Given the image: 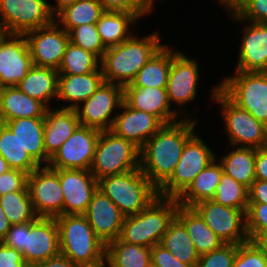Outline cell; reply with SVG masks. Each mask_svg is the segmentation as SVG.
I'll return each mask as SVG.
<instances>
[{"instance_id":"6da1fadb","label":"cell","mask_w":267,"mask_h":267,"mask_svg":"<svg viewBox=\"0 0 267 267\" xmlns=\"http://www.w3.org/2000/svg\"><path fill=\"white\" fill-rule=\"evenodd\" d=\"M199 121L190 118L164 124L140 149V169L159 189L172 175L186 142Z\"/></svg>"},{"instance_id":"7a4b0ae2","label":"cell","mask_w":267,"mask_h":267,"mask_svg":"<svg viewBox=\"0 0 267 267\" xmlns=\"http://www.w3.org/2000/svg\"><path fill=\"white\" fill-rule=\"evenodd\" d=\"M160 31L143 37L133 33L117 46L107 48L100 60L104 82L126 86L164 45Z\"/></svg>"},{"instance_id":"3957f363","label":"cell","mask_w":267,"mask_h":267,"mask_svg":"<svg viewBox=\"0 0 267 267\" xmlns=\"http://www.w3.org/2000/svg\"><path fill=\"white\" fill-rule=\"evenodd\" d=\"M178 205L177 198L158 196L144 210L124 218L119 239L149 248L159 244Z\"/></svg>"},{"instance_id":"277c9868","label":"cell","mask_w":267,"mask_h":267,"mask_svg":"<svg viewBox=\"0 0 267 267\" xmlns=\"http://www.w3.org/2000/svg\"><path fill=\"white\" fill-rule=\"evenodd\" d=\"M55 219L61 254L77 266L106 261V245L94 233L84 215H60Z\"/></svg>"},{"instance_id":"5b68a950","label":"cell","mask_w":267,"mask_h":267,"mask_svg":"<svg viewBox=\"0 0 267 267\" xmlns=\"http://www.w3.org/2000/svg\"><path fill=\"white\" fill-rule=\"evenodd\" d=\"M98 189L108 196L126 217L144 210L155 198L158 189L140 168L98 180Z\"/></svg>"},{"instance_id":"8992f818","label":"cell","mask_w":267,"mask_h":267,"mask_svg":"<svg viewBox=\"0 0 267 267\" xmlns=\"http://www.w3.org/2000/svg\"><path fill=\"white\" fill-rule=\"evenodd\" d=\"M210 102L220 105L222 127L229 146L258 149L267 146V126L255 119L247 110L232 102L220 89L219 84L210 90Z\"/></svg>"},{"instance_id":"52a82bcc","label":"cell","mask_w":267,"mask_h":267,"mask_svg":"<svg viewBox=\"0 0 267 267\" xmlns=\"http://www.w3.org/2000/svg\"><path fill=\"white\" fill-rule=\"evenodd\" d=\"M140 168V149L132 142L101 131L98 137L90 172L97 180Z\"/></svg>"},{"instance_id":"ba28073f","label":"cell","mask_w":267,"mask_h":267,"mask_svg":"<svg viewBox=\"0 0 267 267\" xmlns=\"http://www.w3.org/2000/svg\"><path fill=\"white\" fill-rule=\"evenodd\" d=\"M233 73L221 78L219 89L232 102L267 126V72Z\"/></svg>"},{"instance_id":"9c48e42d","label":"cell","mask_w":267,"mask_h":267,"mask_svg":"<svg viewBox=\"0 0 267 267\" xmlns=\"http://www.w3.org/2000/svg\"><path fill=\"white\" fill-rule=\"evenodd\" d=\"M217 154L196 132L184 145L171 177L158 189V196L178 198Z\"/></svg>"},{"instance_id":"30bf717a","label":"cell","mask_w":267,"mask_h":267,"mask_svg":"<svg viewBox=\"0 0 267 267\" xmlns=\"http://www.w3.org/2000/svg\"><path fill=\"white\" fill-rule=\"evenodd\" d=\"M198 66V60L191 58L172 45V64L166 88L167 97L171 107L175 104L179 107H176V112L184 119L198 120V116L194 113L192 115L186 114L189 110L185 109L186 104H192L198 95L197 89L199 88V81H201V72Z\"/></svg>"},{"instance_id":"8fae6325","label":"cell","mask_w":267,"mask_h":267,"mask_svg":"<svg viewBox=\"0 0 267 267\" xmlns=\"http://www.w3.org/2000/svg\"><path fill=\"white\" fill-rule=\"evenodd\" d=\"M122 102L123 86L103 82L86 101L75 108L80 125L100 131L111 130Z\"/></svg>"},{"instance_id":"7c38bea8","label":"cell","mask_w":267,"mask_h":267,"mask_svg":"<svg viewBox=\"0 0 267 267\" xmlns=\"http://www.w3.org/2000/svg\"><path fill=\"white\" fill-rule=\"evenodd\" d=\"M0 20L8 34L25 35L54 21L47 0H0Z\"/></svg>"},{"instance_id":"4fadbf2b","label":"cell","mask_w":267,"mask_h":267,"mask_svg":"<svg viewBox=\"0 0 267 267\" xmlns=\"http://www.w3.org/2000/svg\"><path fill=\"white\" fill-rule=\"evenodd\" d=\"M220 6L233 21L246 24L242 29L234 71L267 72V23L243 21L225 3Z\"/></svg>"},{"instance_id":"5bb4252c","label":"cell","mask_w":267,"mask_h":267,"mask_svg":"<svg viewBox=\"0 0 267 267\" xmlns=\"http://www.w3.org/2000/svg\"><path fill=\"white\" fill-rule=\"evenodd\" d=\"M193 208L224 243L238 245L249 241L244 211L226 207L212 199L201 201Z\"/></svg>"},{"instance_id":"9a60e30c","label":"cell","mask_w":267,"mask_h":267,"mask_svg":"<svg viewBox=\"0 0 267 267\" xmlns=\"http://www.w3.org/2000/svg\"><path fill=\"white\" fill-rule=\"evenodd\" d=\"M27 187L38 217L56 218L63 215V192L59 169L39 166L27 177Z\"/></svg>"},{"instance_id":"2e32d148","label":"cell","mask_w":267,"mask_h":267,"mask_svg":"<svg viewBox=\"0 0 267 267\" xmlns=\"http://www.w3.org/2000/svg\"><path fill=\"white\" fill-rule=\"evenodd\" d=\"M100 130L79 125L50 159L52 169L90 170Z\"/></svg>"},{"instance_id":"e0dca14e","label":"cell","mask_w":267,"mask_h":267,"mask_svg":"<svg viewBox=\"0 0 267 267\" xmlns=\"http://www.w3.org/2000/svg\"><path fill=\"white\" fill-rule=\"evenodd\" d=\"M33 65L58 70L69 41V34L54 20L47 26L27 32Z\"/></svg>"},{"instance_id":"ac0fdd59","label":"cell","mask_w":267,"mask_h":267,"mask_svg":"<svg viewBox=\"0 0 267 267\" xmlns=\"http://www.w3.org/2000/svg\"><path fill=\"white\" fill-rule=\"evenodd\" d=\"M59 253V230L55 218L38 217L25 222V250L22 255L30 267Z\"/></svg>"},{"instance_id":"d6986e66","label":"cell","mask_w":267,"mask_h":267,"mask_svg":"<svg viewBox=\"0 0 267 267\" xmlns=\"http://www.w3.org/2000/svg\"><path fill=\"white\" fill-rule=\"evenodd\" d=\"M32 66L25 35L7 34L0 42V89L17 86Z\"/></svg>"},{"instance_id":"ffe728a7","label":"cell","mask_w":267,"mask_h":267,"mask_svg":"<svg viewBox=\"0 0 267 267\" xmlns=\"http://www.w3.org/2000/svg\"><path fill=\"white\" fill-rule=\"evenodd\" d=\"M59 181L63 192V215H84L98 180L90 170L59 169Z\"/></svg>"},{"instance_id":"44dd1931","label":"cell","mask_w":267,"mask_h":267,"mask_svg":"<svg viewBox=\"0 0 267 267\" xmlns=\"http://www.w3.org/2000/svg\"><path fill=\"white\" fill-rule=\"evenodd\" d=\"M163 125L157 116L131 108L123 101L110 131L141 149Z\"/></svg>"},{"instance_id":"7402d4cb","label":"cell","mask_w":267,"mask_h":267,"mask_svg":"<svg viewBox=\"0 0 267 267\" xmlns=\"http://www.w3.org/2000/svg\"><path fill=\"white\" fill-rule=\"evenodd\" d=\"M84 216L106 246L119 238L125 216L100 189L93 194Z\"/></svg>"},{"instance_id":"603a6c76","label":"cell","mask_w":267,"mask_h":267,"mask_svg":"<svg viewBox=\"0 0 267 267\" xmlns=\"http://www.w3.org/2000/svg\"><path fill=\"white\" fill-rule=\"evenodd\" d=\"M123 101L131 108L157 116L164 124L182 119L170 106L166 88L123 87Z\"/></svg>"},{"instance_id":"cb8c5ba5","label":"cell","mask_w":267,"mask_h":267,"mask_svg":"<svg viewBox=\"0 0 267 267\" xmlns=\"http://www.w3.org/2000/svg\"><path fill=\"white\" fill-rule=\"evenodd\" d=\"M104 82L101 68L81 75L59 74L56 101L62 104L58 108L75 109L86 101Z\"/></svg>"},{"instance_id":"d4e9b609","label":"cell","mask_w":267,"mask_h":267,"mask_svg":"<svg viewBox=\"0 0 267 267\" xmlns=\"http://www.w3.org/2000/svg\"><path fill=\"white\" fill-rule=\"evenodd\" d=\"M44 123V148L51 159L80 125L75 109L48 108Z\"/></svg>"},{"instance_id":"484cf974","label":"cell","mask_w":267,"mask_h":267,"mask_svg":"<svg viewBox=\"0 0 267 267\" xmlns=\"http://www.w3.org/2000/svg\"><path fill=\"white\" fill-rule=\"evenodd\" d=\"M47 107L17 86L0 89V123L18 118H44Z\"/></svg>"},{"instance_id":"4316f807","label":"cell","mask_w":267,"mask_h":267,"mask_svg":"<svg viewBox=\"0 0 267 267\" xmlns=\"http://www.w3.org/2000/svg\"><path fill=\"white\" fill-rule=\"evenodd\" d=\"M45 118H18L5 121V124L19 140L22 148L40 165L48 166L50 158L46 155L43 136Z\"/></svg>"},{"instance_id":"83f0119b","label":"cell","mask_w":267,"mask_h":267,"mask_svg":"<svg viewBox=\"0 0 267 267\" xmlns=\"http://www.w3.org/2000/svg\"><path fill=\"white\" fill-rule=\"evenodd\" d=\"M58 76L56 69L33 65L17 87L33 99L42 102L47 108H53L51 103L56 101L58 94Z\"/></svg>"},{"instance_id":"f1b7e54d","label":"cell","mask_w":267,"mask_h":267,"mask_svg":"<svg viewBox=\"0 0 267 267\" xmlns=\"http://www.w3.org/2000/svg\"><path fill=\"white\" fill-rule=\"evenodd\" d=\"M176 217L187 229L188 235L199 256L213 251L224 244L193 207L178 205Z\"/></svg>"},{"instance_id":"f546056e","label":"cell","mask_w":267,"mask_h":267,"mask_svg":"<svg viewBox=\"0 0 267 267\" xmlns=\"http://www.w3.org/2000/svg\"><path fill=\"white\" fill-rule=\"evenodd\" d=\"M139 19L129 12L105 11L96 23L97 31L105 48L117 46L128 39Z\"/></svg>"},{"instance_id":"4dcf8cb0","label":"cell","mask_w":267,"mask_h":267,"mask_svg":"<svg viewBox=\"0 0 267 267\" xmlns=\"http://www.w3.org/2000/svg\"><path fill=\"white\" fill-rule=\"evenodd\" d=\"M232 148L216 159L222 166L223 172L235 181L249 188L256 180L255 156L256 149L251 147L230 146Z\"/></svg>"},{"instance_id":"1f68e13d","label":"cell","mask_w":267,"mask_h":267,"mask_svg":"<svg viewBox=\"0 0 267 267\" xmlns=\"http://www.w3.org/2000/svg\"><path fill=\"white\" fill-rule=\"evenodd\" d=\"M172 64V46L164 45L139 70L135 79L124 87L167 88Z\"/></svg>"},{"instance_id":"d6a6232c","label":"cell","mask_w":267,"mask_h":267,"mask_svg":"<svg viewBox=\"0 0 267 267\" xmlns=\"http://www.w3.org/2000/svg\"><path fill=\"white\" fill-rule=\"evenodd\" d=\"M223 169L216 159L204 168L177 198L179 205L193 207L195 204L211 200L215 196V189L220 183Z\"/></svg>"},{"instance_id":"836d02e7","label":"cell","mask_w":267,"mask_h":267,"mask_svg":"<svg viewBox=\"0 0 267 267\" xmlns=\"http://www.w3.org/2000/svg\"><path fill=\"white\" fill-rule=\"evenodd\" d=\"M159 244L180 262L196 267L200 256L188 235L187 229L176 216L169 224L167 232L161 238Z\"/></svg>"},{"instance_id":"e575fe53","label":"cell","mask_w":267,"mask_h":267,"mask_svg":"<svg viewBox=\"0 0 267 267\" xmlns=\"http://www.w3.org/2000/svg\"><path fill=\"white\" fill-rule=\"evenodd\" d=\"M108 267H148L151 248L121 241L119 238L106 246Z\"/></svg>"},{"instance_id":"d590c367","label":"cell","mask_w":267,"mask_h":267,"mask_svg":"<svg viewBox=\"0 0 267 267\" xmlns=\"http://www.w3.org/2000/svg\"><path fill=\"white\" fill-rule=\"evenodd\" d=\"M104 12L99 0H78L60 11L54 20L68 33L83 24H96Z\"/></svg>"},{"instance_id":"8d00e7d4","label":"cell","mask_w":267,"mask_h":267,"mask_svg":"<svg viewBox=\"0 0 267 267\" xmlns=\"http://www.w3.org/2000/svg\"><path fill=\"white\" fill-rule=\"evenodd\" d=\"M0 154L10 169L20 170L28 175L40 165L23 149L16 134L0 123Z\"/></svg>"},{"instance_id":"74e56055","label":"cell","mask_w":267,"mask_h":267,"mask_svg":"<svg viewBox=\"0 0 267 267\" xmlns=\"http://www.w3.org/2000/svg\"><path fill=\"white\" fill-rule=\"evenodd\" d=\"M100 58L69 42L66 46L59 74L81 75L100 69Z\"/></svg>"},{"instance_id":"f35d334b","label":"cell","mask_w":267,"mask_h":267,"mask_svg":"<svg viewBox=\"0 0 267 267\" xmlns=\"http://www.w3.org/2000/svg\"><path fill=\"white\" fill-rule=\"evenodd\" d=\"M0 205L12 225L34 221L38 218L29 190H19L0 195Z\"/></svg>"},{"instance_id":"ab89813d","label":"cell","mask_w":267,"mask_h":267,"mask_svg":"<svg viewBox=\"0 0 267 267\" xmlns=\"http://www.w3.org/2000/svg\"><path fill=\"white\" fill-rule=\"evenodd\" d=\"M212 200L246 213L248 209V188L223 172Z\"/></svg>"},{"instance_id":"60d3db41","label":"cell","mask_w":267,"mask_h":267,"mask_svg":"<svg viewBox=\"0 0 267 267\" xmlns=\"http://www.w3.org/2000/svg\"><path fill=\"white\" fill-rule=\"evenodd\" d=\"M69 41L85 51L96 54L100 59L106 51L97 31L96 24H83L72 28L69 32Z\"/></svg>"},{"instance_id":"b9f144b4","label":"cell","mask_w":267,"mask_h":267,"mask_svg":"<svg viewBox=\"0 0 267 267\" xmlns=\"http://www.w3.org/2000/svg\"><path fill=\"white\" fill-rule=\"evenodd\" d=\"M224 3L243 21L267 23V0H227Z\"/></svg>"},{"instance_id":"7bdbcfd3","label":"cell","mask_w":267,"mask_h":267,"mask_svg":"<svg viewBox=\"0 0 267 267\" xmlns=\"http://www.w3.org/2000/svg\"><path fill=\"white\" fill-rule=\"evenodd\" d=\"M156 0H99L104 11L129 12L139 19L147 17L155 10Z\"/></svg>"},{"instance_id":"ee69618b","label":"cell","mask_w":267,"mask_h":267,"mask_svg":"<svg viewBox=\"0 0 267 267\" xmlns=\"http://www.w3.org/2000/svg\"><path fill=\"white\" fill-rule=\"evenodd\" d=\"M237 244L224 243L219 248L200 255L196 267H232Z\"/></svg>"},{"instance_id":"f6af8a7d","label":"cell","mask_w":267,"mask_h":267,"mask_svg":"<svg viewBox=\"0 0 267 267\" xmlns=\"http://www.w3.org/2000/svg\"><path fill=\"white\" fill-rule=\"evenodd\" d=\"M232 267H267V255L250 241L238 244Z\"/></svg>"},{"instance_id":"bcb514c9","label":"cell","mask_w":267,"mask_h":267,"mask_svg":"<svg viewBox=\"0 0 267 267\" xmlns=\"http://www.w3.org/2000/svg\"><path fill=\"white\" fill-rule=\"evenodd\" d=\"M267 228V204L248 203L246 230L249 239L260 230Z\"/></svg>"},{"instance_id":"7dc6e473","label":"cell","mask_w":267,"mask_h":267,"mask_svg":"<svg viewBox=\"0 0 267 267\" xmlns=\"http://www.w3.org/2000/svg\"><path fill=\"white\" fill-rule=\"evenodd\" d=\"M27 177V173L15 169L2 173L0 175V195L19 190H28Z\"/></svg>"},{"instance_id":"c3c4849f","label":"cell","mask_w":267,"mask_h":267,"mask_svg":"<svg viewBox=\"0 0 267 267\" xmlns=\"http://www.w3.org/2000/svg\"><path fill=\"white\" fill-rule=\"evenodd\" d=\"M151 262L158 267H193L190 264L180 262L160 244L151 247Z\"/></svg>"},{"instance_id":"681fc988","label":"cell","mask_w":267,"mask_h":267,"mask_svg":"<svg viewBox=\"0 0 267 267\" xmlns=\"http://www.w3.org/2000/svg\"><path fill=\"white\" fill-rule=\"evenodd\" d=\"M1 242L6 247L23 253L25 250V223L12 225Z\"/></svg>"},{"instance_id":"f907efd6","label":"cell","mask_w":267,"mask_h":267,"mask_svg":"<svg viewBox=\"0 0 267 267\" xmlns=\"http://www.w3.org/2000/svg\"><path fill=\"white\" fill-rule=\"evenodd\" d=\"M0 267H30L21 252L0 242Z\"/></svg>"},{"instance_id":"816d5d0a","label":"cell","mask_w":267,"mask_h":267,"mask_svg":"<svg viewBox=\"0 0 267 267\" xmlns=\"http://www.w3.org/2000/svg\"><path fill=\"white\" fill-rule=\"evenodd\" d=\"M248 203L267 204V181L256 179L248 188Z\"/></svg>"},{"instance_id":"f5cc1de1","label":"cell","mask_w":267,"mask_h":267,"mask_svg":"<svg viewBox=\"0 0 267 267\" xmlns=\"http://www.w3.org/2000/svg\"><path fill=\"white\" fill-rule=\"evenodd\" d=\"M255 177L267 181V146L256 149Z\"/></svg>"},{"instance_id":"db71d44e","label":"cell","mask_w":267,"mask_h":267,"mask_svg":"<svg viewBox=\"0 0 267 267\" xmlns=\"http://www.w3.org/2000/svg\"><path fill=\"white\" fill-rule=\"evenodd\" d=\"M32 267H77V265L67 256L59 253L58 255L34 264Z\"/></svg>"},{"instance_id":"11a10c76","label":"cell","mask_w":267,"mask_h":267,"mask_svg":"<svg viewBox=\"0 0 267 267\" xmlns=\"http://www.w3.org/2000/svg\"><path fill=\"white\" fill-rule=\"evenodd\" d=\"M249 241L267 255V228L256 232Z\"/></svg>"},{"instance_id":"9f6ffc18","label":"cell","mask_w":267,"mask_h":267,"mask_svg":"<svg viewBox=\"0 0 267 267\" xmlns=\"http://www.w3.org/2000/svg\"><path fill=\"white\" fill-rule=\"evenodd\" d=\"M54 1L56 2L53 4L49 1V9L51 11V14L55 17L64 8L73 5L78 0H54Z\"/></svg>"},{"instance_id":"6f0895ef","label":"cell","mask_w":267,"mask_h":267,"mask_svg":"<svg viewBox=\"0 0 267 267\" xmlns=\"http://www.w3.org/2000/svg\"><path fill=\"white\" fill-rule=\"evenodd\" d=\"M11 226L12 224L6 217V214L0 205V242L5 238Z\"/></svg>"},{"instance_id":"680465c9","label":"cell","mask_w":267,"mask_h":267,"mask_svg":"<svg viewBox=\"0 0 267 267\" xmlns=\"http://www.w3.org/2000/svg\"><path fill=\"white\" fill-rule=\"evenodd\" d=\"M8 170H10V167L8 166L7 161L0 154V175Z\"/></svg>"},{"instance_id":"91938a15","label":"cell","mask_w":267,"mask_h":267,"mask_svg":"<svg viewBox=\"0 0 267 267\" xmlns=\"http://www.w3.org/2000/svg\"><path fill=\"white\" fill-rule=\"evenodd\" d=\"M7 31L3 25V22L0 20V42L7 36Z\"/></svg>"},{"instance_id":"94428289","label":"cell","mask_w":267,"mask_h":267,"mask_svg":"<svg viewBox=\"0 0 267 267\" xmlns=\"http://www.w3.org/2000/svg\"><path fill=\"white\" fill-rule=\"evenodd\" d=\"M77 267H108L107 261L93 264V265H82V266H77Z\"/></svg>"},{"instance_id":"6125c7cd","label":"cell","mask_w":267,"mask_h":267,"mask_svg":"<svg viewBox=\"0 0 267 267\" xmlns=\"http://www.w3.org/2000/svg\"><path fill=\"white\" fill-rule=\"evenodd\" d=\"M216 1H217L218 4H220V3L226 2L227 0H216Z\"/></svg>"},{"instance_id":"be15d7a7","label":"cell","mask_w":267,"mask_h":267,"mask_svg":"<svg viewBox=\"0 0 267 267\" xmlns=\"http://www.w3.org/2000/svg\"><path fill=\"white\" fill-rule=\"evenodd\" d=\"M148 267H158V266L154 265V264L151 262V264H150Z\"/></svg>"}]
</instances>
